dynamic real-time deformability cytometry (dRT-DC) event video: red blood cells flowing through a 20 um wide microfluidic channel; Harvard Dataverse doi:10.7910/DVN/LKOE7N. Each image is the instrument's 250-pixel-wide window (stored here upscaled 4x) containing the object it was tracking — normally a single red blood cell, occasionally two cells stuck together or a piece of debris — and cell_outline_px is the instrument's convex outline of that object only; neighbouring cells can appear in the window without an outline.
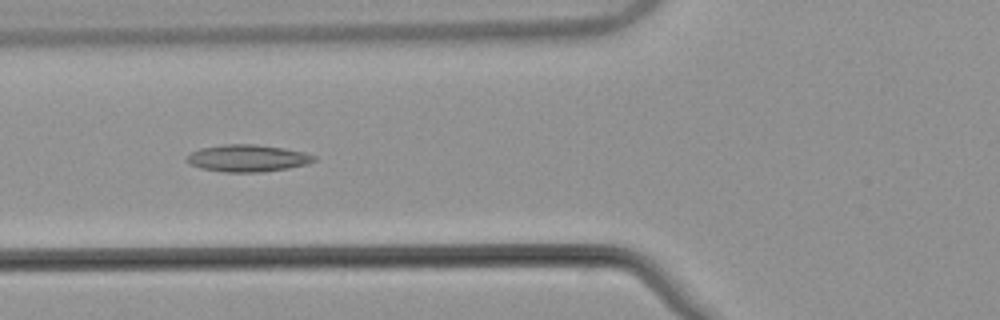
{"species": "common noctule bat (a hibernating species)", "species_latin": "Nyctalus noctula", "temperature_condition": "warm", "stored_images_in_passage": 34, "camera_frame_rate_fps": 3000, "um_per_image_px": 0.085, "animal": {"sex": "male", "body_mass_g": 21.5, "forearm_length_mm": 52.0}, "frame": {"image": 1, "passage_image": 20, "time_ms": 6.333, "image_size_px": [1000, 320], "cell_outline_px": [[316, 160], [308, 164], [288, 168], [264, 172], [224, 172], [200, 168], [188, 164], [184, 160], [192, 152], [200, 148], [224, 144], [256, 144], [284, 148], [304, 152], [316, 156]], "centroid_in_image_um": [21.04, 13.45], "position_along_channel_um": 104.8, "area_um2": 20.23}}
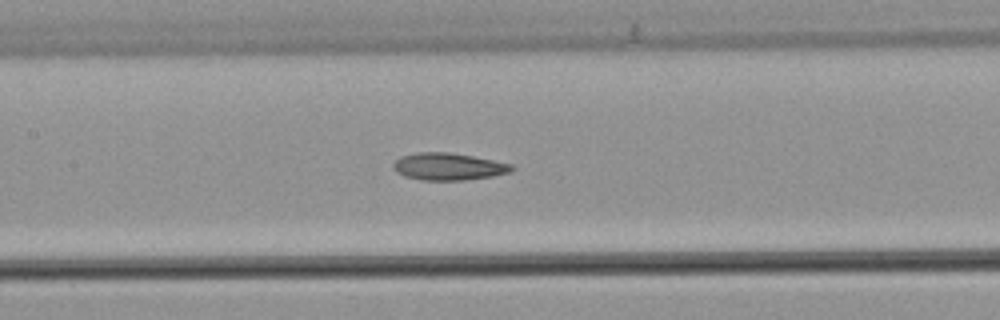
{"frame": {"image": 2, "passage_image": 25, "time_ms": 8.0, "image_size_px": [1000, 320], "cell_outline_px": [[516, 168], [512, 172], [492, 176], [464, 180], [420, 180], [404, 176], [396, 172], [392, 168], [392, 164], [400, 156], [416, 152], [448, 152], [472, 156], [512, 164]], "centroid_in_image_um": [38.1, 14.16], "position_along_channel_um": 169.3, "area_um2": 18.9}}